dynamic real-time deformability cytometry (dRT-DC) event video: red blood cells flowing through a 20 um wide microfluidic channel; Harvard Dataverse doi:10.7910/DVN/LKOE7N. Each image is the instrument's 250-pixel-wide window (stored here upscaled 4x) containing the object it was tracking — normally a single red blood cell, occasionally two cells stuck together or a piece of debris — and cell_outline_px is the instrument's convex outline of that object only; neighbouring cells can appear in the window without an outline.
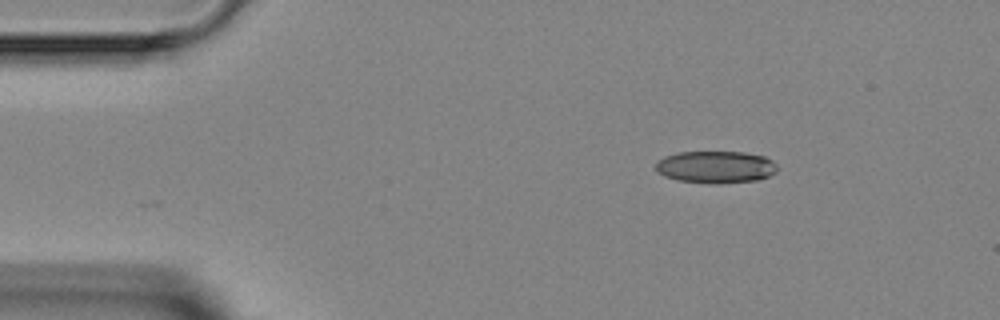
{"species": "Egyptian fruit bat (a non-hibernating species)", "species_latin": "Rousettus aegyptiacus", "temperature_condition": "room temperature", "stored_images_in_passage": 2, "camera_frame_rate_fps": 3000, "um_per_image_px": 0.085, "animal": {"sex": "female"}, "frame": {"image": 1, "passage_image": 2, "time_ms": 1.0, "image_size_px": [1000, 320], "cell_outline_px": [[776, 172], [760, 180], [716, 184], [680, 180], [664, 176], [656, 168], [656, 164], [664, 156], [676, 152], [744, 152], [764, 156], [772, 160], [776, 164]], "centroid_in_image_um": [60.87, 14.19], "position_along_channel_um": 24.1, "area_um2": 22.72}}